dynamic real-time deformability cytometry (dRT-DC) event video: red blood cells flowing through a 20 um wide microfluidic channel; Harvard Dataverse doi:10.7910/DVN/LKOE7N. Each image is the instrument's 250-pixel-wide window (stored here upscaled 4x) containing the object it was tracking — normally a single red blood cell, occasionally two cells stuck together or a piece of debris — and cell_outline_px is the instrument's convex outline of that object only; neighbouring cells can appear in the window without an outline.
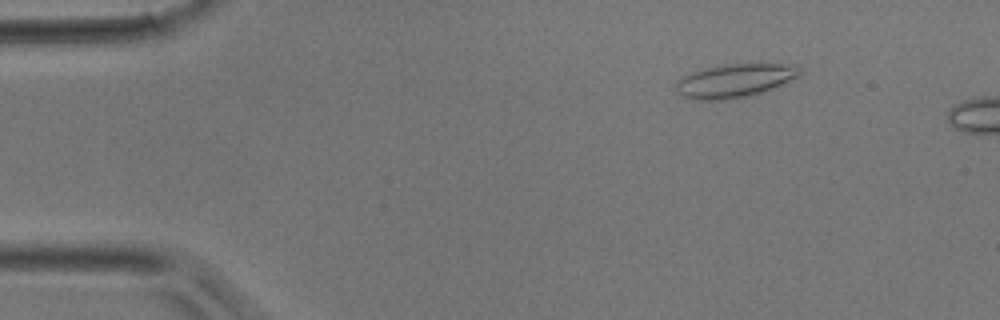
{"species": "common noctule bat (a hibernating species)", "species_latin": "Nyctalus noctula", "temperature_condition": "room temperature", "stored_images_in_passage": 3, "camera_frame_rate_fps": 3000, "um_per_image_px": 0.085, "animal": {"sex": "male", "body_mass_g": 17.9}, "frame": {"image": 1, "passage_image": 2, "time_ms": 1.0, "image_size_px": [1000, 320], "cell_outline_px": [[800, 72], [796, 76], [772, 88], [760, 92], [744, 96], [720, 100], [696, 100], [680, 96], [676, 92], [676, 80], [680, 76], [688, 72], [704, 68], [724, 64], [796, 64]], "centroid_in_image_um": [62.31, 6.84], "position_along_channel_um": 22.7, "area_um2": 23.99}}